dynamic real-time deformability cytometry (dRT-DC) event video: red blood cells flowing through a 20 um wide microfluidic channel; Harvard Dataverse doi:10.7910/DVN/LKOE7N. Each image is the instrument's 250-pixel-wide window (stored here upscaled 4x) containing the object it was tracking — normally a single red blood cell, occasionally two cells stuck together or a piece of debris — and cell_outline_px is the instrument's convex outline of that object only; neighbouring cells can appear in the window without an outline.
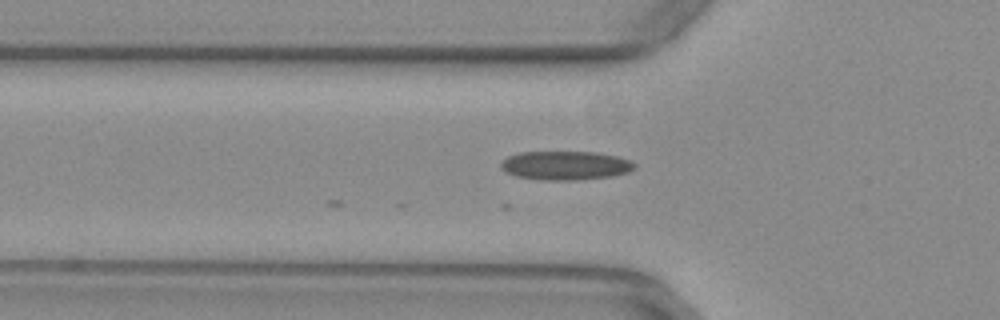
{"species": "common noctule bat (a hibernating species)", "species_latin": "Nyctalus noctula", "temperature_condition": "warm", "stored_images_in_passage": 4, "camera_frame_rate_fps": 3000, "um_per_image_px": 0.085, "animal": {"sex": "female", "body_mass_g": 29.2, "forearm_length_mm": 56.3}, "frame": {"image": 1, "passage_image": 4, "time_ms": 1.0, "image_size_px": [1000, 320], "cell_outline_px": [[636, 168], [628, 172], [612, 176], [580, 180], [540, 180], [516, 176], [504, 172], [500, 168], [500, 164], [508, 156], [520, 152], [596, 152], [616, 156], [628, 160], [636, 164]], "centroid_in_image_um": [48.05, 14.07], "position_along_channel_um": 77.8, "area_um2": 22.6}}